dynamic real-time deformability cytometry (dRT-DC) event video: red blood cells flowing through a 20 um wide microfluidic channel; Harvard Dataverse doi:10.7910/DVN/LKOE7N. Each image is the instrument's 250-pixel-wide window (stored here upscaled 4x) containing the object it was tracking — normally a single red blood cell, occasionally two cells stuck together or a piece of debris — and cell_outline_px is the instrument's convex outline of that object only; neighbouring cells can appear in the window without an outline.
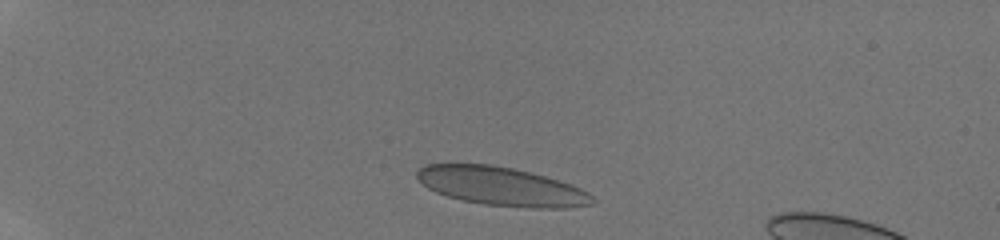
{"species": "human", "species_latin": "Homo sapiens", "temperature_condition": "room temperature", "stored_images_in_passage": 19, "camera_frame_rate_fps": 3000, "um_per_image_px": 0.085, "donor": {"sex": "male"}, "frame": {"image": 1, "passage_image": 2, "time_ms": 0.667, "image_size_px": [1000, 240], "cell_outline_px": [[596, 200], [592, 204], [568, 208], [532, 208], [484, 204], [464, 200], [448, 196], [436, 192], [428, 188], [416, 176], [416, 172], [424, 164], [492, 164], [512, 168], [544, 176], [580, 188], [588, 192]], "centroid_in_image_um": [42.62, 15.84], "position_along_channel_um": 42.4, "area_um2": 39.07}}
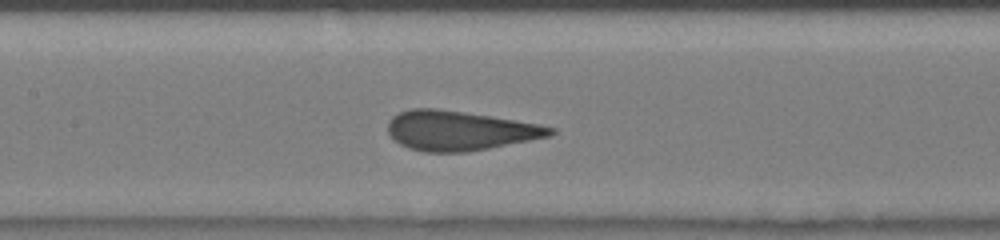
{"frame": {"image": 2, "passage_image": 9, "time_ms": 5.333, "image_size_px": [1000, 240], "cell_outline_px": [[556, 132], [552, 136], [468, 152], [424, 152], [408, 148], [400, 144], [388, 132], [388, 120], [392, 116], [408, 108], [436, 108], [540, 124], [556, 128]], "centroid_in_image_um": [39.07, 11.11], "position_along_channel_um": 168.3, "area_um2": 37.4}}
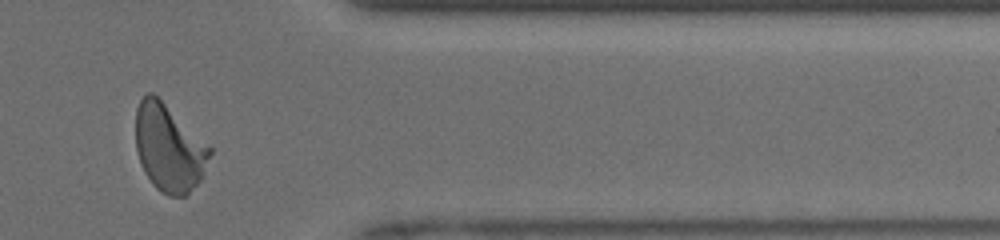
{"frame": {"image": 3, "passage_image": 18, "time_ms": 11.0, "image_size_px": [1000, 240], "cell_outline_px": [[212, 152], [200, 180], [184, 196], [168, 196], [160, 192], [152, 184], [144, 172], [140, 164], [136, 148], [136, 108], [140, 100], [148, 92], [152, 92], [212, 148]], "centroid_in_image_um": [14.34, 12.59], "position_along_channel_um": 397.1, "area_um2": 37.28}, "authors_computed_cell_mechanics": {"area_um2": 37.3966, "velocity_mm_per_s": 4.1975, "shape_relaxation_time_tau1_ms": 9.5656, "shape_relaxation_time_tau2_ms": null, "deformation_change_tau1": 0.2463, "deformation_change_tau2": null}}